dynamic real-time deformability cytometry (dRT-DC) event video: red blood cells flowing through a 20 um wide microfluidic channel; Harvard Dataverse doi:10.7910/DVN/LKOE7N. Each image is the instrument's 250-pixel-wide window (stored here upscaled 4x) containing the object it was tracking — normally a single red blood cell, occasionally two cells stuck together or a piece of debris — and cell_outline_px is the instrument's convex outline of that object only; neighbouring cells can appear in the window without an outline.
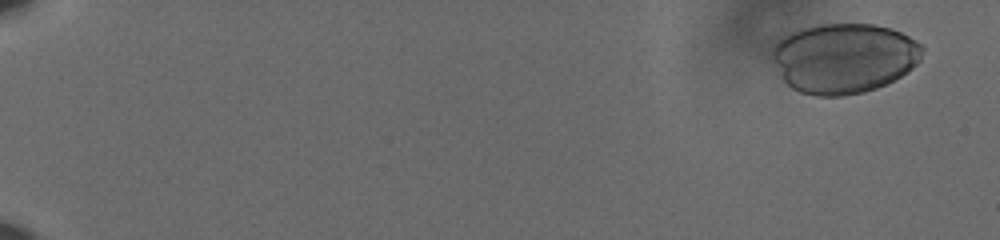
{"species": "human", "species_latin": "Homo sapiens", "temperature_condition": "cold", "stored_images_in_passage": 53, "camera_frame_rate_fps": 3000, "um_per_image_px": 0.085, "donor": {"sex": "male"}, "frame": {"image": 1, "passage_image": 4, "time_ms": 1.0, "image_size_px": [1000, 240], "cell_outline_px": [[924, 48], [920, 60], [912, 68], [900, 76], [876, 88], [864, 92], [844, 96], [816, 96], [800, 92], [792, 88], [784, 80], [772, 56], [772, 48], [784, 36], [792, 32], [804, 28], [820, 24], [872, 24], [892, 28], [908, 36], [920, 44]], "centroid_in_image_um": [71.76, 4.94], "position_along_channel_um": 13.2, "area_um2": 60.86}}